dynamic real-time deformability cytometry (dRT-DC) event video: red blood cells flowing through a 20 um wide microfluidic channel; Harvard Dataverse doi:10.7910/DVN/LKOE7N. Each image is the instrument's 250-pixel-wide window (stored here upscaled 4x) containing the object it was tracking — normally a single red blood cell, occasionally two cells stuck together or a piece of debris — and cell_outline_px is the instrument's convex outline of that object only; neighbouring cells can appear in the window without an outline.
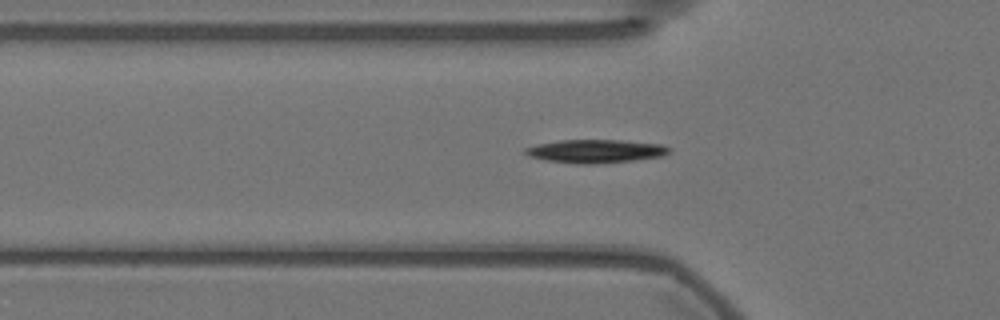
{"species": "Egyptian fruit bat (a non-hibernating species)", "species_latin": "Rousettus aegyptiacus", "temperature_condition": "warm", "stored_images_in_passage": 45, "camera_frame_rate_fps": 3000, "um_per_image_px": 0.085, "animal": {"sex": "female"}, "frame": {"image": 1, "passage_image": 17, "time_ms": 5.333, "image_size_px": [1000, 320], "cell_outline_px": [[672, 148], [664, 156], [632, 160], [592, 164], [576, 164], [544, 160], [528, 156], [520, 152], [524, 148], [536, 144], [560, 140], [620, 140], [664, 144]], "centroid_in_image_um": [50.58, 12.85], "position_along_channel_um": 75.2, "area_um2": 19.83}}
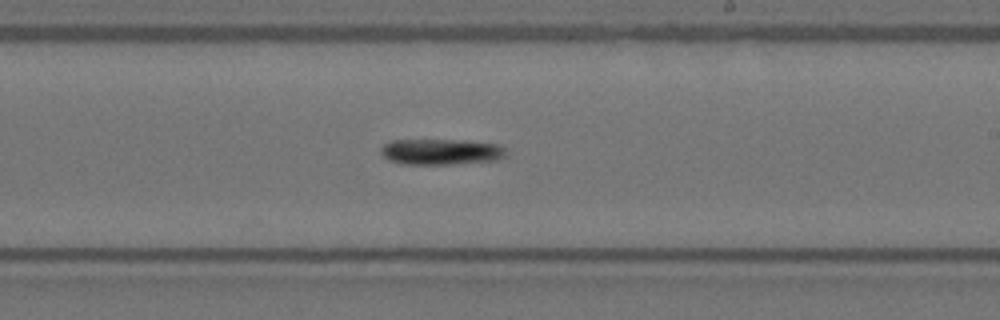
{"frame": {"image": 2, "passage_image": 32, "time_ms": 10.333, "image_size_px": [1000, 320], "cell_outline_px": [[508, 152], [504, 156], [496, 160], [448, 164], [404, 164], [388, 160], [380, 152], [380, 148], [384, 144], [392, 140], [464, 140], [496, 144], [504, 148]], "centroid_in_image_um": [37.46, 12.89], "position_along_channel_um": 251.5, "area_um2": 18.79}}
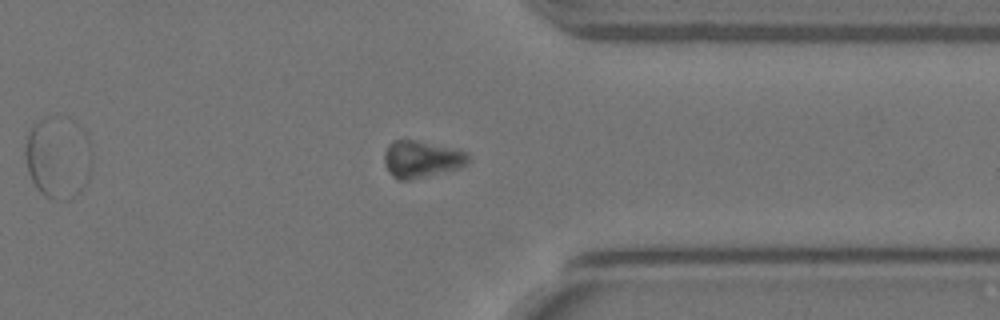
{"frame": {"image": 3, "passage_image": 43, "time_ms": 14.0, "image_size_px": [1000, 320], "cell_outline_px": [[468, 160], [460, 168], [408, 180], [400, 180], [392, 176], [388, 172], [384, 164], [384, 152], [388, 144], [392, 140], [416, 140], [452, 148], [468, 152]], "centroid_in_image_um": [35.77, 13.52], "position_along_channel_um": 375.6, "area_um2": 17.98}, "authors_computed_cell_mechanics": {"area_um2": 18.9006, "velocity_mm_per_s": 3.5233, "shape_relaxation_time_tau1_ms": 0.8922, "shape_relaxation_time_tau2_ms": null, "deformation_change_tau1": 0.0541, "deformation_change_tau2": null}}